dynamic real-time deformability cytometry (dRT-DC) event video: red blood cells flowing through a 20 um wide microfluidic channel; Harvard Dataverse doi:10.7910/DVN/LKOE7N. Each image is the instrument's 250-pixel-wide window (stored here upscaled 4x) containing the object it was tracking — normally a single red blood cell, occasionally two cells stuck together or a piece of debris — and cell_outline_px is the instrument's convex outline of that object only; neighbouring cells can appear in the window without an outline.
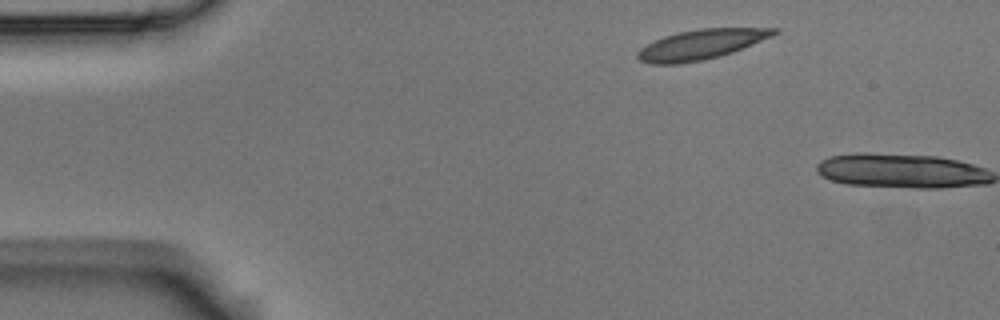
{"species": "Egyptian fruit bat (a non-hibernating species)", "species_latin": "Rousettus aegyptiacus", "temperature_condition": "room temperature", "stored_images_in_passage": 2, "camera_frame_rate_fps": 3000, "um_per_image_px": 0.085, "animal": {"sex": "male"}, "frame": {"image": 1, "passage_image": 1, "time_ms": 0.0, "image_size_px": [1000, 320], "cell_outline_px": [[780, 32], [772, 36], [732, 52], [720, 56], [704, 60], [680, 64], [648, 64], [640, 60], [636, 56], [636, 52], [640, 48], [664, 36], [676, 32], [700, 28], [780, 28]], "centroid_in_image_um": [59.57, 3.78], "position_along_channel_um": 25.4, "area_um2": 23.81}}